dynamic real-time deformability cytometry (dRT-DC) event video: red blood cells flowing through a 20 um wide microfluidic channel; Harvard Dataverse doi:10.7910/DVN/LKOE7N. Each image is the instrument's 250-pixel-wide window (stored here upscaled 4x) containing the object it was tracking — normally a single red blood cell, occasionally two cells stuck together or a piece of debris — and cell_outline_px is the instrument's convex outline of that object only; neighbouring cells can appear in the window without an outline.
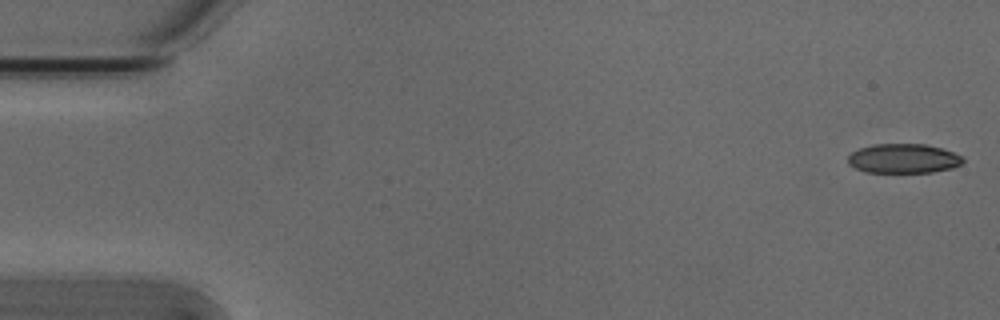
{"species": "Egyptian fruit bat (a non-hibernating species)", "species_latin": "Rousettus aegyptiacus", "temperature_condition": "cold", "stored_images_in_passage": 53, "camera_frame_rate_fps": 3000, "um_per_image_px": 0.085, "animal": {"sex": "male"}, "frame": {"image": 1, "passage_image": 1, "time_ms": 0.0, "image_size_px": [1000, 320], "cell_outline_px": [[964, 160], [960, 164], [952, 168], [932, 172], [864, 172], [848, 164], [848, 156], [852, 152], [860, 148], [872, 144], [924, 144], [940, 148], [964, 156]], "centroid_in_image_um": [76.78, 13.47], "position_along_channel_um": 8.2, "area_um2": 19.65}}
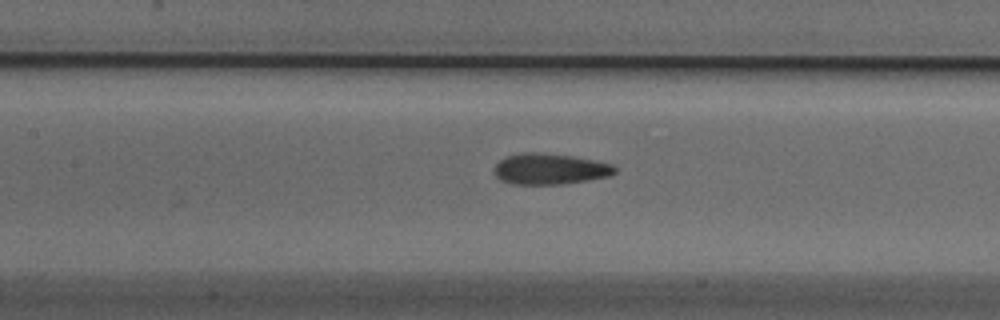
{"frame": {"image": 2, "passage_image": 24, "time_ms": 7.667, "image_size_px": [1000, 320], "cell_outline_px": [[616, 172], [612, 176], [564, 184], [512, 184], [500, 180], [496, 176], [496, 164], [504, 156], [520, 152], [540, 152], [572, 156], [612, 164], [616, 168]], "centroid_in_image_um": [46.74, 14.36], "position_along_channel_um": 160.7, "area_um2": 21.85}}
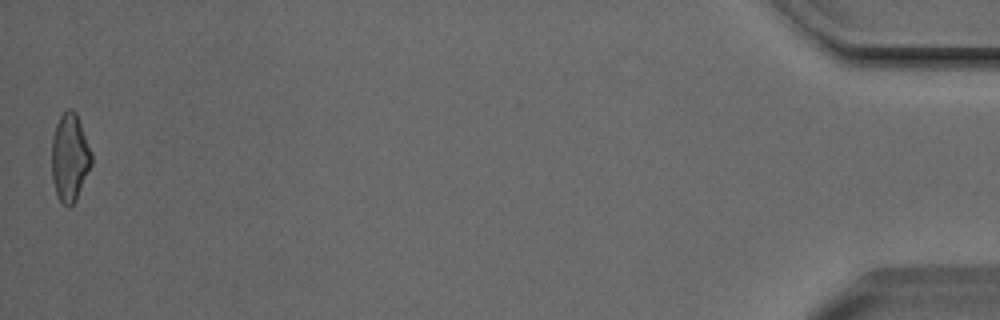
{"frame": {"image": 3, "passage_image": 53, "time_ms": 17.333, "image_size_px": [1000, 320], "cell_outline_px": [[92, 164], [76, 200], [68, 208], [56, 196], [52, 180], [52, 136], [56, 124], [60, 116], [68, 108], [72, 108], [76, 112], [92, 152]], "centroid_in_image_um": [5.93, 13.38], "position_along_channel_um": 429.3, "area_um2": 20.52}, "authors_computed_cell_mechanics": {"area_um2": 21.386, "velocity_mm_per_s": 3.8154, "shape_relaxation_time_tau1_ms": 5.2103, "shape_relaxation_time_tau2_ms": 2.6294, "deformation_change_tau1": 0.1338, "deformation_change_tau2": 0.0933}}